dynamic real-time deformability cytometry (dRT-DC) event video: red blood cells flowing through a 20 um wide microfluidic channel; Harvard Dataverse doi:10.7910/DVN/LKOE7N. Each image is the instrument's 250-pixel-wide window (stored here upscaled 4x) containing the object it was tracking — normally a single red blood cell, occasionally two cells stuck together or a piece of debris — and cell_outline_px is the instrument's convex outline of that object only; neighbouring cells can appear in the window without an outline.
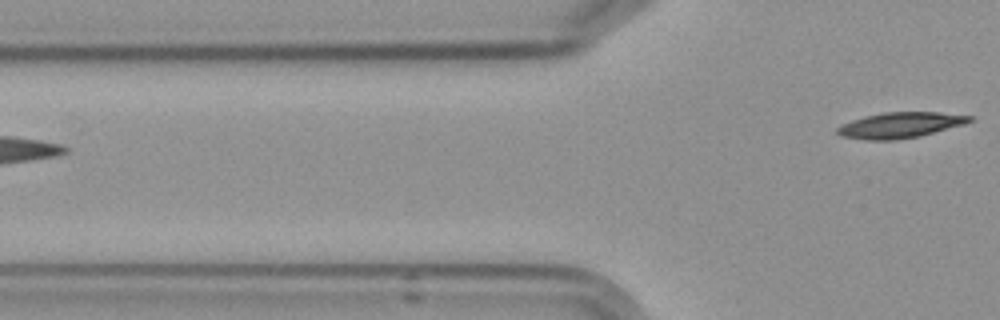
{"species": "Egyptian fruit bat (a non-hibernating species)", "species_latin": "Rousettus aegyptiacus", "temperature_condition": "cold", "stored_images_in_passage": 8, "camera_frame_rate_fps": 3000, "um_per_image_px": 0.085, "frame": {"image": 1, "passage_image": 8, "time_ms": 9.0, "image_size_px": [1000, 320], "cell_outline_px": [[976, 120], [964, 124], [920, 136], [892, 140], [864, 140], [840, 136], [836, 132], [836, 128], [840, 124], [864, 116], [884, 112], [940, 112], [972, 116]], "centroid_in_image_um": [76.5, 10.63], "position_along_channel_um": 49.3, "area_um2": 19.94}}